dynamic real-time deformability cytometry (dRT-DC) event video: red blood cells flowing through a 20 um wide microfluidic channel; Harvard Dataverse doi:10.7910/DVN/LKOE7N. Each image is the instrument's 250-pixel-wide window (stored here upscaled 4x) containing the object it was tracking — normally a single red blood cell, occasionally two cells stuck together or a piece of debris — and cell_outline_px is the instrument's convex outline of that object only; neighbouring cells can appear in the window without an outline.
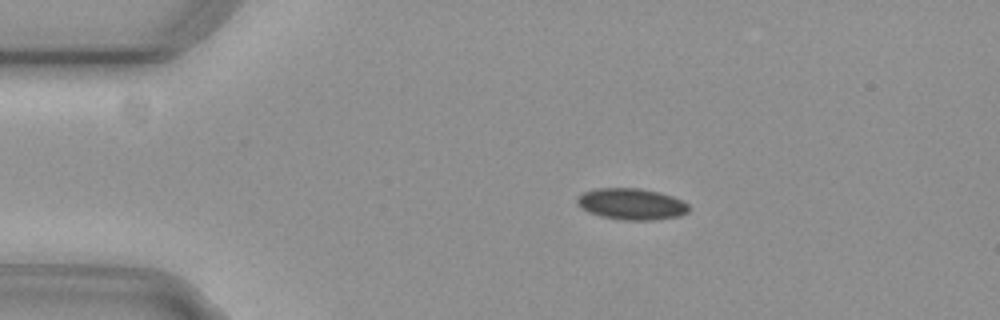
{"species": "common noctule bat (a hibernating species)", "species_latin": "Nyctalus noctula", "temperature_condition": "cold", "stored_images_in_passage": 46, "camera_frame_rate_fps": 3000, "um_per_image_px": 0.085, "animal": {"sex": "female", "body_mass_g": 29.2, "forearm_length_mm": 56.3}, "frame": {"image": 1, "passage_image": 1, "time_ms": 0.0, "image_size_px": [1000, 320], "cell_outline_px": [[688, 212], [680, 216], [652, 220], [624, 220], [604, 216], [588, 212], [576, 204], [576, 200], [584, 192], [600, 188], [636, 188], [660, 192], [672, 196], [688, 204]], "centroid_in_image_um": [53.69, 17.34], "position_along_channel_um": 31.3, "area_um2": 20.17}}
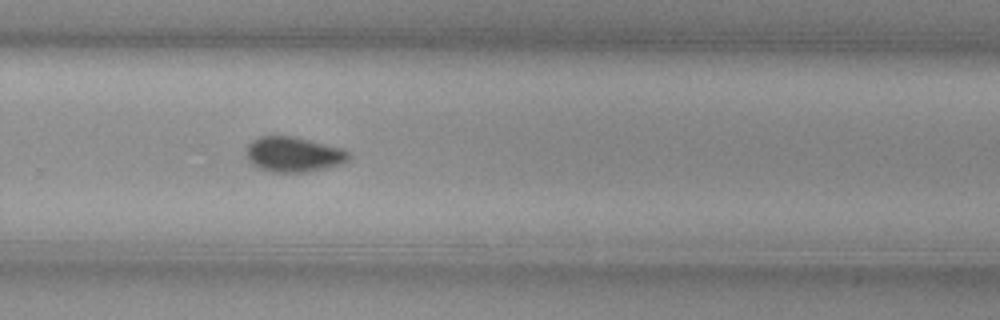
{"frame": {"image": 2, "passage_image": 27, "time_ms": 8.667, "image_size_px": [1000, 320], "cell_outline_px": [[352, 156], [348, 160], [340, 164], [308, 172], [272, 172], [256, 168], [248, 160], [248, 144], [256, 136], [292, 136], [344, 148]], "centroid_in_image_um": [24.95, 13.12], "position_along_channel_um": 304.8, "area_um2": 21.04}}
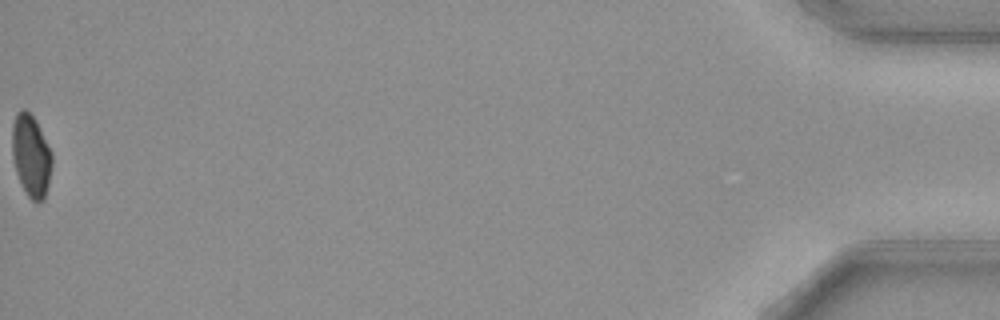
{"frame": {"image": 3, "passage_image": 46, "time_ms": 15.0, "image_size_px": [1000, 320], "cell_outline_px": [[52, 164], [48, 184], [44, 200], [36, 204], [28, 196], [20, 184], [16, 172], [12, 156], [12, 124], [16, 112], [20, 108], [24, 108], [36, 120], [52, 152]], "centroid_in_image_um": [2.63, 13.23], "position_along_channel_um": 432.6, "area_um2": 19.36}, "authors_computed_cell_mechanics": {"area_um2": 20.6057, "velocity_mm_per_s": 3.7278, "shape_relaxation_time_tau1_ms": 9.3252, "shape_relaxation_time_tau2_ms": null, "deformation_change_tau1": 0.1271, "deformation_change_tau2": null}}